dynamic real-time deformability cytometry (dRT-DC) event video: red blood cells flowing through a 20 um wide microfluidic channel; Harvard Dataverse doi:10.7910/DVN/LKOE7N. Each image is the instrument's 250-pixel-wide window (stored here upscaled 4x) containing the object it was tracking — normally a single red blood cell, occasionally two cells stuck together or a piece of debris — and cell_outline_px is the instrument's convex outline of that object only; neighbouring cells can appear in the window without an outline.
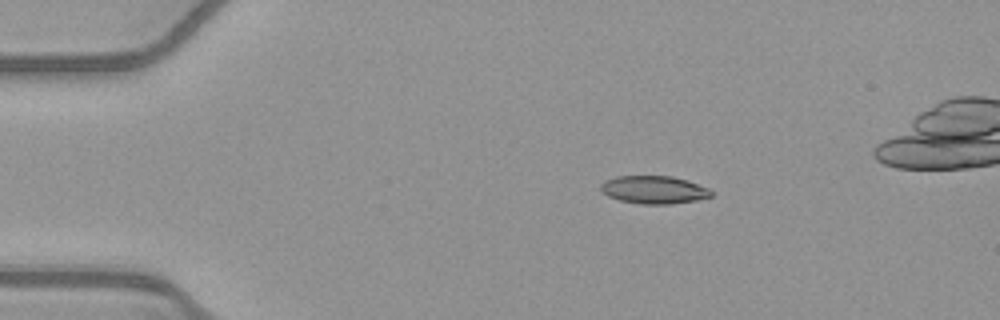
{"species": "common noctule bat (a hibernating species)", "species_latin": "Nyctalus noctula", "temperature_condition": "warm", "stored_images_in_passage": 40, "camera_frame_rate_fps": 3000, "um_per_image_px": 0.085, "animal": {"sex": "female", "body_mass_g": 21.9}, "frame": {"image": 1, "passage_image": 1, "time_ms": 0.0, "image_size_px": [1000, 320], "cell_outline_px": [[712, 196], [696, 200], [672, 204], [640, 204], [620, 200], [608, 196], [600, 188], [600, 184], [604, 180], [616, 176], [672, 176], [688, 180], [708, 188], [712, 192]], "centroid_in_image_um": [55.58, 16.12], "position_along_channel_um": 29.4, "area_um2": 17.98}}
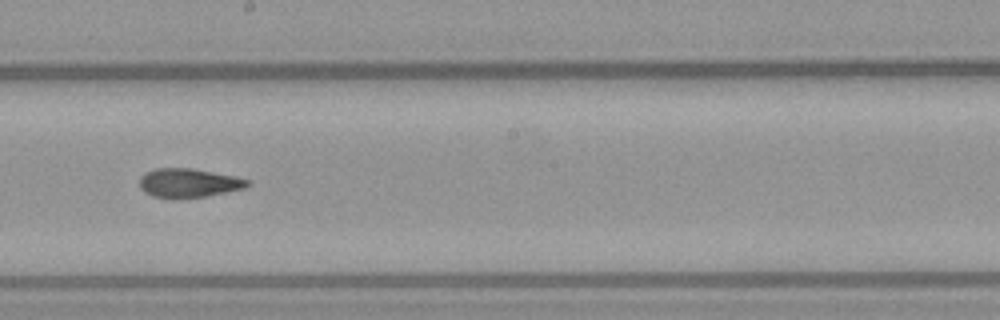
{"frame": {"image": 2, "passage_image": 21, "time_ms": 6.667, "image_size_px": [1000, 320], "cell_outline_px": [[248, 184], [244, 188], [208, 196], [172, 200], [152, 196], [144, 192], [140, 188], [140, 176], [144, 172], [156, 168], [192, 168], [236, 176], [248, 180]], "centroid_in_image_um": [15.97, 15.57], "position_along_channel_um": 232.2, "area_um2": 18.55}}
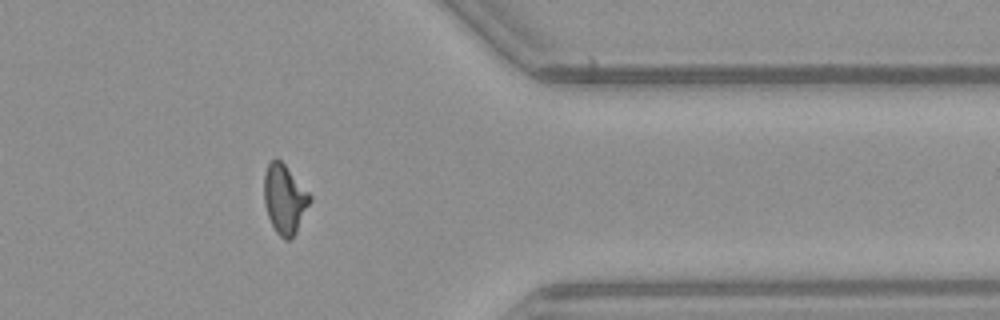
{"frame": {"image": 3, "passage_image": 34, "time_ms": 11.0, "image_size_px": [1000, 320], "cell_outline_px": [[312, 200], [296, 232], [288, 240], [284, 240], [276, 232], [268, 216], [264, 204], [264, 172], [268, 164], [276, 156], [284, 164], [312, 196]], "centroid_in_image_um": [24.18, 16.91], "position_along_channel_um": 387.2, "area_um2": 18.44}}